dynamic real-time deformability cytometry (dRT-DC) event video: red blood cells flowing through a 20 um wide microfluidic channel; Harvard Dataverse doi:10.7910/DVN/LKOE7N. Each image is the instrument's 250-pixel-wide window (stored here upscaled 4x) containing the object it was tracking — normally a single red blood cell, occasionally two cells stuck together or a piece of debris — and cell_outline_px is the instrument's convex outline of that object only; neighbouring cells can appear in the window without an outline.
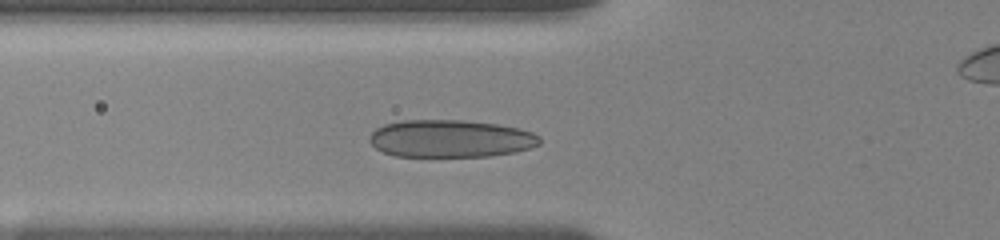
{"species": "human", "species_latin": "Homo sapiens", "temperature_condition": "room temperature", "stored_images_in_passage": 20, "camera_frame_rate_fps": 3000, "um_per_image_px": 0.085, "donor": {"sex": "female"}, "frame": {"image": 1, "passage_image": 2, "time_ms": 0.333, "image_size_px": [1000, 240], "cell_outline_px": [[540, 144], [532, 148], [516, 152], [492, 156], [396, 156], [384, 152], [376, 148], [368, 140], [368, 136], [376, 128], [384, 124], [404, 120], [464, 120], [496, 124], [520, 128], [532, 132], [540, 136]], "centroid_in_image_um": [38.31, 11.78], "position_along_channel_um": 87.5, "area_um2": 37.4}}
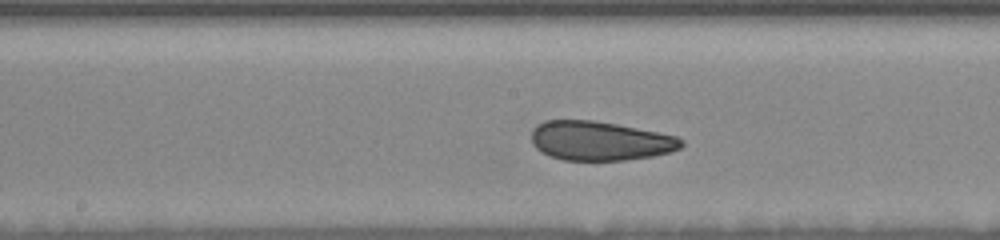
{"frame": {"image": 2, "passage_image": 11, "time_ms": 3.333, "image_size_px": [1000, 240], "cell_outline_px": [[684, 144], [680, 148], [672, 152], [652, 156], [624, 160], [564, 160], [548, 156], [536, 148], [532, 144], [532, 128], [536, 124], [544, 120], [592, 120], [616, 124], [676, 136], [684, 140]], "centroid_in_image_um": [50.97, 11.97], "position_along_channel_um": 197.2, "area_um2": 34.33}}
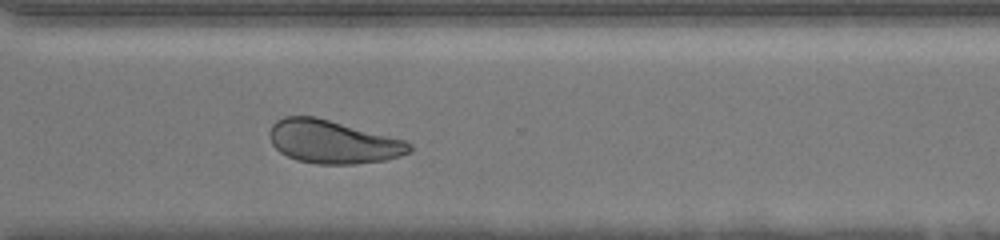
{"frame": {"image": 3, "passage_image": 20, "time_ms": 7.333, "image_size_px": [1000, 240], "cell_outline_px": [[412, 152], [400, 156], [384, 160], [356, 164], [316, 164], [296, 160], [280, 152], [272, 144], [268, 136], [268, 132], [272, 124], [276, 120], [284, 116], [316, 116], [404, 140], [412, 144]], "centroid_in_image_um": [28.27, 12.05], "position_along_channel_um": 342.3, "area_um2": 35.37}}